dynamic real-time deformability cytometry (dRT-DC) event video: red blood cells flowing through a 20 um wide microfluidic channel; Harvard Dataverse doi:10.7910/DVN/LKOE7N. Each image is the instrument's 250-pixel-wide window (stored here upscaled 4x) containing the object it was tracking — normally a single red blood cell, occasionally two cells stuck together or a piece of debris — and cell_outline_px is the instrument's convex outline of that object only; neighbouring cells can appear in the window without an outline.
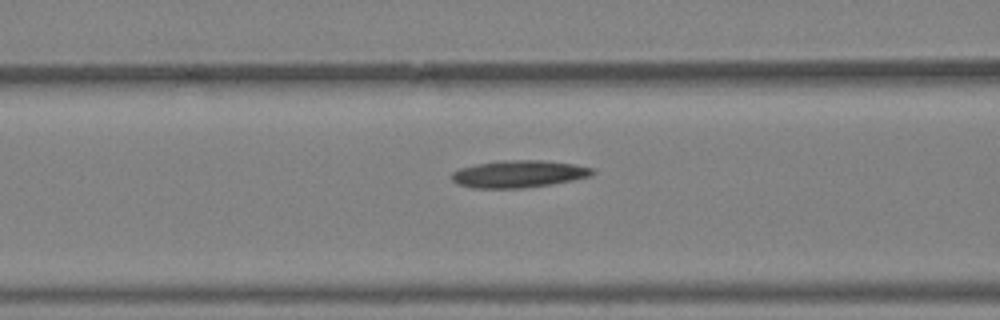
{"species": "Egyptian fruit bat (a non-hibernating species)", "species_latin": "Rousettus aegyptiacus", "temperature_condition": "warm", "stored_images_in_passage": 28, "camera_frame_rate_fps": 3000, "um_per_image_px": 0.085, "animal": {"sex": "female"}, "frame": {"image": 1, "passage_image": 5, "time_ms": 1.333, "image_size_px": [1000, 320], "cell_outline_px": [[596, 172], [592, 176], [552, 184], [524, 188], [472, 188], [456, 184], [452, 180], [452, 172], [460, 168], [476, 164], [504, 160], [540, 160], [576, 164], [596, 168]], "centroid_in_image_um": [44.13, 14.79], "position_along_channel_um": 122.5, "area_um2": 22.54}}
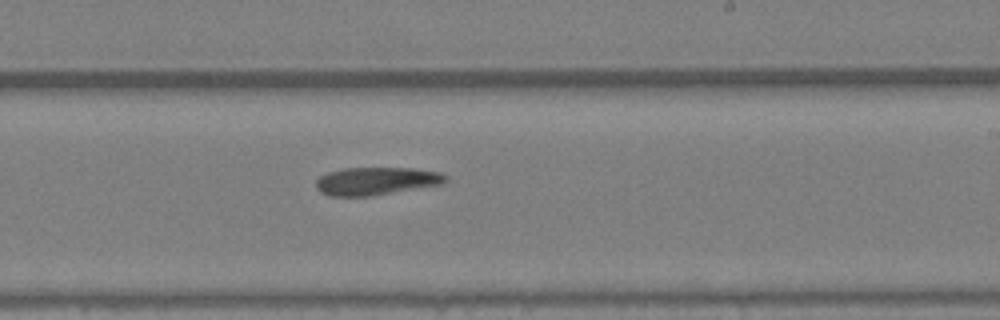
{"frame": {"image": 2, "passage_image": 13, "time_ms": 4.0, "image_size_px": [1000, 320], "cell_outline_px": [[448, 180], [440, 184], [368, 196], [328, 196], [320, 192], [316, 188], [316, 180], [320, 176], [328, 172], [344, 168], [412, 168], [440, 172], [448, 176]], "centroid_in_image_um": [31.94, 15.38], "position_along_channel_um": 257.1, "area_um2": 20.87}}
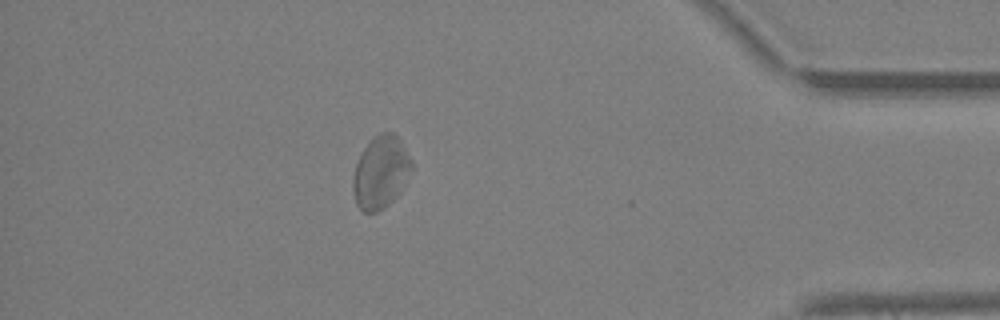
{"frame": {"image": 3, "passage_image": 24, "time_ms": 7.667, "image_size_px": [1000, 320], "cell_outline_px": [[412, 168], [400, 192], [388, 204], [376, 212], [364, 212], [356, 204], [352, 188], [352, 176], [356, 164], [364, 148], [372, 136], [380, 132], [392, 132], [400, 140], [412, 160]], "centroid_in_image_um": [32.34, 14.62], "position_along_channel_um": 402.9, "area_um2": 24.68}}